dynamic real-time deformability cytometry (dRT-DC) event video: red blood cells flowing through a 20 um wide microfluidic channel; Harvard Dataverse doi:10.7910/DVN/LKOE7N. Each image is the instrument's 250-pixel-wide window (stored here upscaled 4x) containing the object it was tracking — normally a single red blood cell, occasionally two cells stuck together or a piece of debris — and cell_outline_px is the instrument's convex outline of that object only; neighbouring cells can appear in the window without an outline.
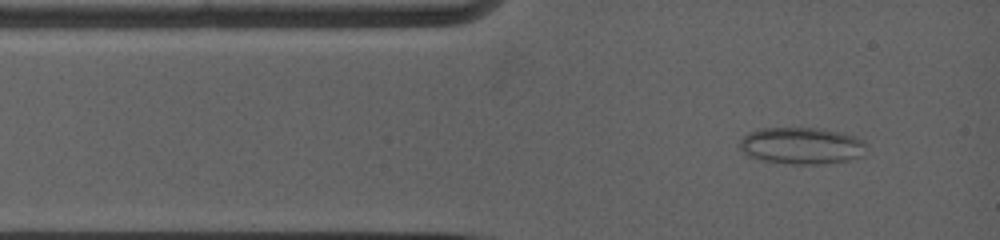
{"species": "common noctule bat (a hibernating species)", "species_latin": "Nyctalus noctula", "temperature_condition": "warm", "stored_images_in_passage": 45, "camera_frame_rate_fps": 5000, "um_per_image_px": 0.085, "animal": {"sex": "female", "body_mass_g": 19.0, "forearm_length_mm": 53.3}, "frame": {"image": 1, "passage_image": 3, "time_ms": 0.8, "image_size_px": [1000, 240], "cell_outline_px": [[864, 156], [848, 160], [824, 164], [796, 164], [760, 160], [748, 156], [736, 148], [740, 140], [744, 136], [752, 132], [764, 128], [812, 128], [836, 132], [852, 136], [864, 140]], "centroid_in_image_um": [68.08, 12.41], "position_along_channel_um": 16.9, "area_um2": 26.99}}
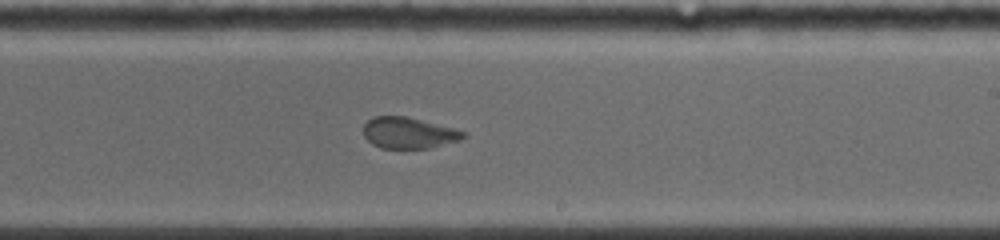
{"frame": {"image": 2, "passage_image": 24, "time_ms": 7.6, "image_size_px": [1000, 240], "cell_outline_px": [[468, 136], [460, 140], [428, 148], [380, 148], [372, 144], [364, 136], [364, 124], [368, 120], [376, 116], [408, 116], [468, 132]], "centroid_in_image_um": [34.76, 11.29], "position_along_channel_um": 254.2, "area_um2": 18.21}}
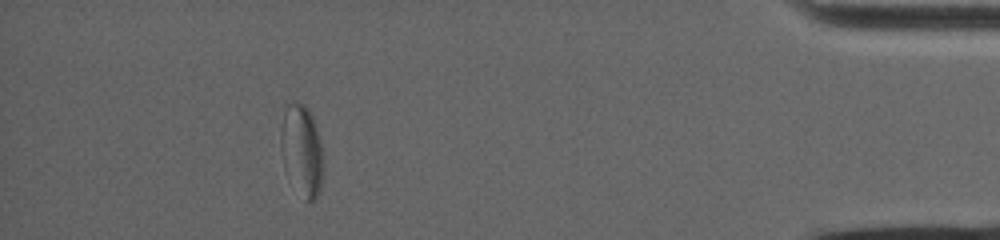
{"frame": {"image": 3, "passage_image": 38, "time_ms": 13.4, "image_size_px": [1000, 240], "cell_outline_px": [[324, 164], [320, 188], [316, 196], [312, 200], [308, 200], [284, 168], [280, 148], [280, 132], [284, 112], [288, 104], [292, 100], [296, 100], [304, 104], [312, 112], [320, 140]], "centroid_in_image_um": [25.65, 12.64], "position_along_channel_um": 409.5, "area_um2": 22.31}, "authors_computed_cell_mechanics": {"area_um2": 20.1722, "velocity_mm_per_s": 3.8416, "shape_relaxation_time_tau1_ms": null, "shape_relaxation_time_tau2_ms": 1.5742, "deformation_change_tau1": null, "deformation_change_tau2": 0.0777}}